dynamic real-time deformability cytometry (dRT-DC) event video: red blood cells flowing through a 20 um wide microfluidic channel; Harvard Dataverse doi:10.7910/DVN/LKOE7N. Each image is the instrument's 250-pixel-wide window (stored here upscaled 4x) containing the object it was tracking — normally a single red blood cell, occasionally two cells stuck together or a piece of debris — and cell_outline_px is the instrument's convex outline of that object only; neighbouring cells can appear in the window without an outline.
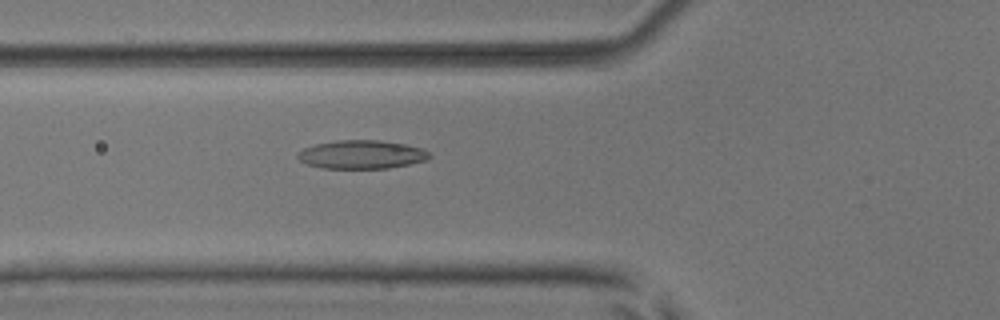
{"species": "common noctule bat (a hibernating species)", "species_latin": "Nyctalus noctula", "temperature_condition": "room temperature", "stored_images_in_passage": 3, "camera_frame_rate_fps": 3000, "um_per_image_px": 0.085, "animal": {"sex": "male", "body_mass_g": 17.9, "forearm_length_mm": 54.2}, "frame": {"image": 1, "passage_image": 2, "time_ms": 1.0, "image_size_px": [1000, 320], "cell_outline_px": [[432, 156], [428, 160], [388, 168], [320, 168], [308, 164], [300, 160], [296, 156], [296, 152], [304, 148], [316, 144], [336, 140], [380, 140], [404, 144], [424, 148]], "centroid_in_image_um": [30.74, 13.13], "position_along_channel_um": 95.1, "area_um2": 21.96}}